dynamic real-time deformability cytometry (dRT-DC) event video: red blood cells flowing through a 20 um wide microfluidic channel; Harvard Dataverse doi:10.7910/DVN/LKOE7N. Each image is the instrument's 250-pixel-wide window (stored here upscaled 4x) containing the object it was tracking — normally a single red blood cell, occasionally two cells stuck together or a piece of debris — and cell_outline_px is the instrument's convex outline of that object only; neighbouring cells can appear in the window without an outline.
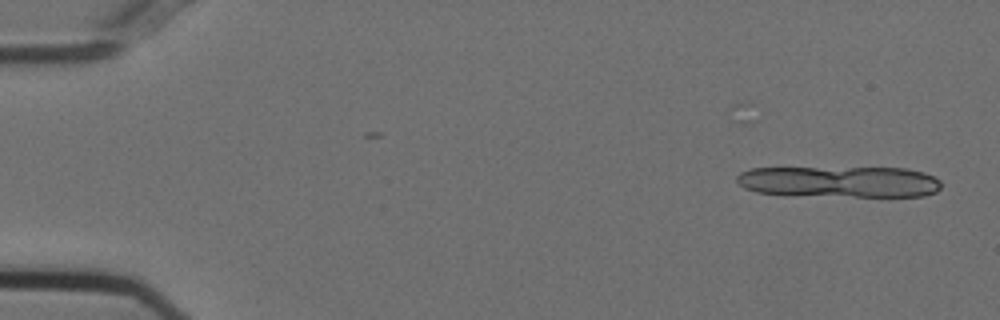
{"species": "Egyptian fruit bat (a non-hibernating species)", "species_latin": "Rousettus aegyptiacus", "temperature_condition": "cold", "stored_images_in_passage": 10, "camera_frame_rate_fps": 3000, "um_per_image_px": 0.085, "animal": {"sex": "female"}, "frame": {"image": 1, "passage_image": 2, "time_ms": 0.333, "image_size_px": [1000, 320], "cell_outline_px": [[940, 188], [936, 192], [924, 196], [856, 196], [756, 192], [744, 188], [736, 180], [736, 176], [740, 172], [752, 168], [904, 168], [924, 172], [940, 180]], "centroid_in_image_um": [71.4, 15.43], "position_along_channel_um": 13.6, "area_um2": 36.7}}